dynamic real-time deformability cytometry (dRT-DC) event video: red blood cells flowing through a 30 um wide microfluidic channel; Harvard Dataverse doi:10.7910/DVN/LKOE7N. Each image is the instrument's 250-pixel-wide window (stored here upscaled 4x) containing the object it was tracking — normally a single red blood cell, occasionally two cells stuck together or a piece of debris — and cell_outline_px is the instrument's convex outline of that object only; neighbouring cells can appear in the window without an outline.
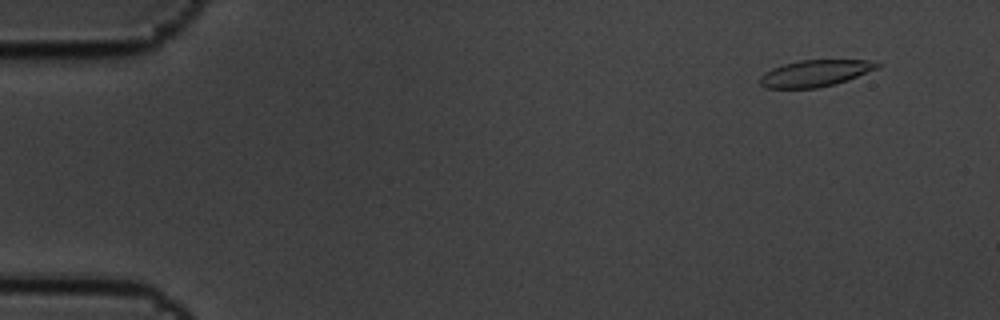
{"species": "common noctule bat (a hibernating species)", "species_latin": "Nyctalus noctula", "temperature_condition": "cold", "stored_images_in_passage": 6, "camera_frame_rate_fps": 3000, "um_per_image_px": 0.085, "animal": {"sex": "male", "body_mass_g": 19.5, "forearm_length_mm": 54.6}, "frame": {"image": 1, "passage_image": 1, "time_ms": 0.0, "image_size_px": [1000, 320], "cell_outline_px": [[880, 68], [848, 80], [836, 84], [816, 88], [764, 88], [760, 84], [760, 76], [764, 72], [772, 68], [784, 64], [800, 60], [880, 60]], "centroid_in_image_um": [69.34, 6.22], "position_along_channel_um": 15.7, "area_um2": 18.44}}
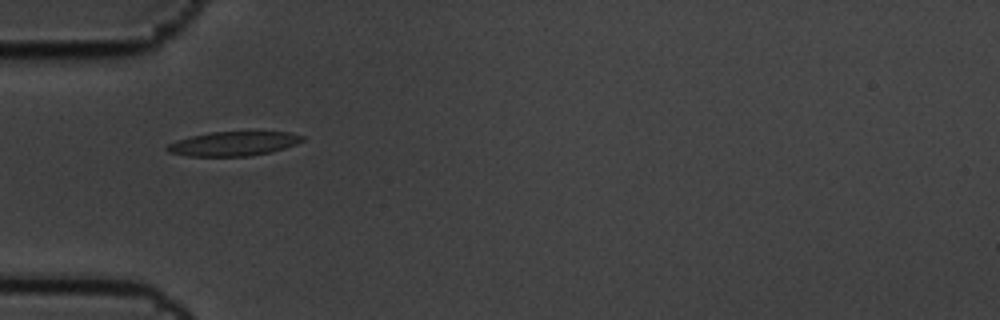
{"frame": {"image": 2, "passage_image": 5, "time_ms": 1.333, "image_size_px": [1000, 320], "cell_outline_px": [[304, 140], [296, 144], [272, 152], [248, 156], [188, 156], [168, 152], [164, 148], [168, 144], [176, 140], [208, 132], [288, 132], [304, 136]], "centroid_in_image_um": [19.82, 12.21], "position_along_channel_um": 65.2, "area_um2": 19.13}}
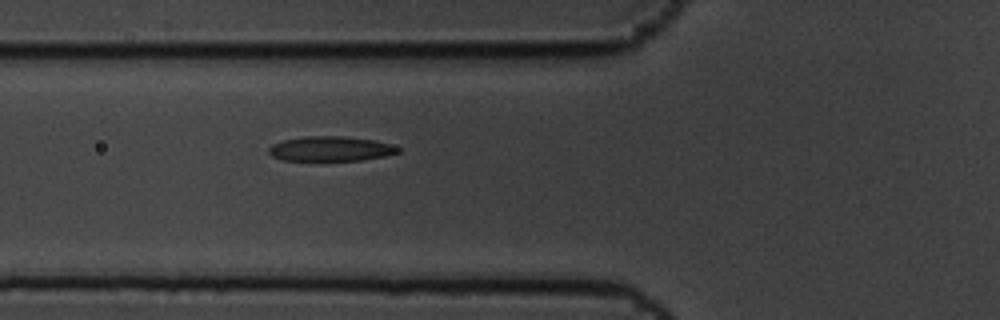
{"frame": {"image": 3, "passage_image": 6, "time_ms": 1.667, "image_size_px": [1000, 320], "cell_outline_px": [[404, 148], [400, 152], [388, 156], [360, 160], [280, 160], [272, 156], [268, 152], [268, 148], [272, 144], [284, 140], [304, 136], [344, 136], [372, 140]], "centroid_in_image_um": [28.12, 12.65], "position_along_channel_um": 97.7, "area_um2": 18.73}}